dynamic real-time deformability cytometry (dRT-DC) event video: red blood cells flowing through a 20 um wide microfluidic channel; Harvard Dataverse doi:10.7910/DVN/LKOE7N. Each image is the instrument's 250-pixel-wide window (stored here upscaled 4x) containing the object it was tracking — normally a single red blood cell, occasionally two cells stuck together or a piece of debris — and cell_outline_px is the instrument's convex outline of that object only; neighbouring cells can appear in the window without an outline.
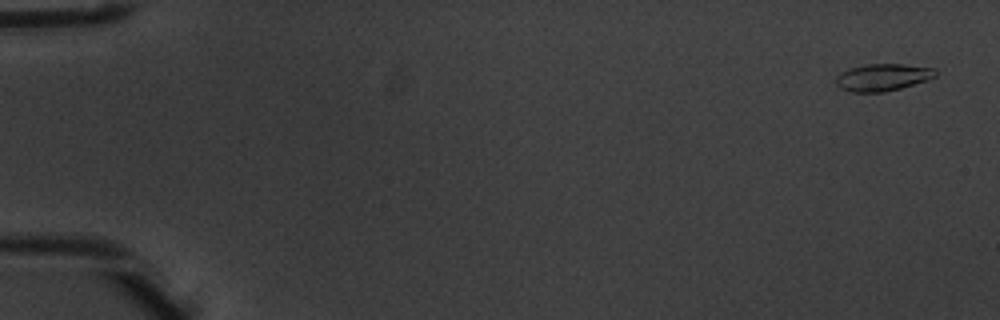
{"species": "common noctule bat (a hibernating species)", "species_latin": "Nyctalus noctula", "temperature_condition": "warm", "stored_images_in_passage": 6, "camera_frame_rate_fps": 3000, "um_per_image_px": 0.085, "animal": {"sex": "male", "body_mass_g": 20.1, "forearm_length_mm": 53.5}, "frame": {"image": 1, "passage_image": 1, "time_ms": 0.0, "image_size_px": [1000, 320], "cell_outline_px": [[936, 76], [928, 80], [900, 88], [884, 92], [852, 92], [840, 88], [836, 84], [836, 76], [840, 72], [848, 68], [868, 64], [904, 64], [936, 68]], "centroid_in_image_um": [75.02, 6.56], "position_along_channel_um": 10.0, "area_um2": 15.84}}
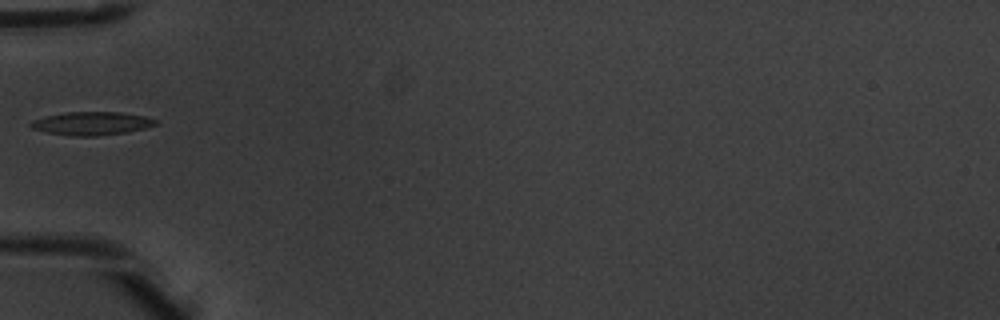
{"frame": {"image": 2, "passage_image": 6, "time_ms": 1.667, "image_size_px": [1000, 320], "cell_outline_px": [[156, 124], [144, 128], [128, 132], [96, 136], [72, 136], [48, 132], [32, 128], [28, 124], [32, 120], [44, 116], [64, 112], [120, 112], [144, 116], [156, 120]], "centroid_in_image_um": [7.75, 10.48], "position_along_channel_um": 77.2, "area_um2": 16.88}}